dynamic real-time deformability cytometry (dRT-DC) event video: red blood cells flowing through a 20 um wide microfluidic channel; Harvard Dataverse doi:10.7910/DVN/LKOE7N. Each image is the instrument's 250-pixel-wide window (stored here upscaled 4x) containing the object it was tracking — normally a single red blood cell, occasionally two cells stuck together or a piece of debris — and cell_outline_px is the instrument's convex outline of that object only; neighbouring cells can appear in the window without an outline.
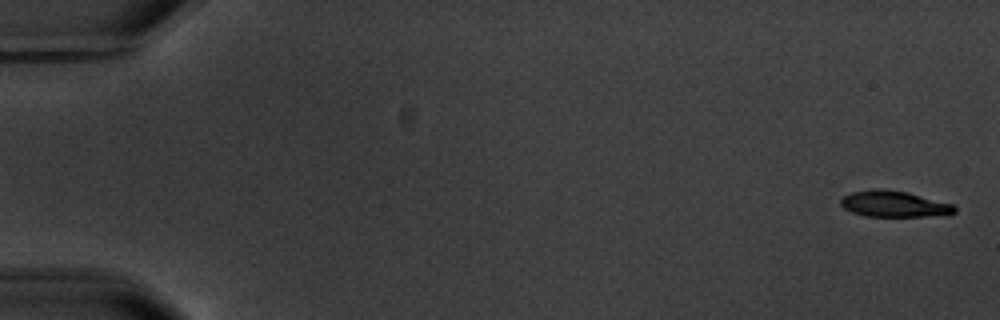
{"species": "common noctule bat (a hibernating species)", "species_latin": "Nyctalus noctula", "temperature_condition": "warm", "stored_images_in_passage": 5, "camera_frame_rate_fps": 3000, "um_per_image_px": 0.085, "animal": {"sex": "male", "body_mass_g": 20.1, "forearm_length_mm": 53.5}, "frame": {"image": 1, "passage_image": 1, "time_ms": 0.0, "image_size_px": [1000, 320], "cell_outline_px": [[956, 212], [948, 216], [864, 216], [852, 212], [844, 208], [840, 204], [840, 200], [844, 196], [852, 192], [876, 188], [880, 188], [908, 192], [952, 204], [956, 208]], "centroid_in_image_um": [76.02, 17.34], "position_along_channel_um": 9.0, "area_um2": 17.46}}
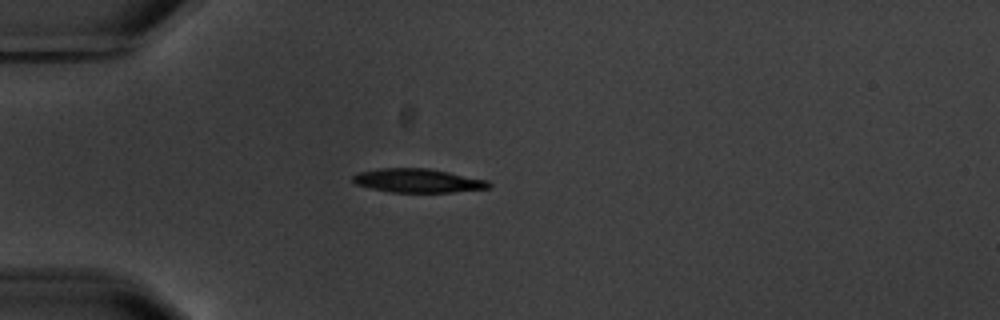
{"frame": {"image": 2, "passage_image": 5, "time_ms": 5.0, "image_size_px": [1000, 320], "cell_outline_px": [[492, 184], [488, 188], [452, 192], [388, 192], [356, 184], [352, 180], [352, 176], [360, 172], [384, 168], [428, 168], [488, 180]], "centroid_in_image_um": [35.53, 15.35], "position_along_channel_um": 49.5, "area_um2": 18.67}}